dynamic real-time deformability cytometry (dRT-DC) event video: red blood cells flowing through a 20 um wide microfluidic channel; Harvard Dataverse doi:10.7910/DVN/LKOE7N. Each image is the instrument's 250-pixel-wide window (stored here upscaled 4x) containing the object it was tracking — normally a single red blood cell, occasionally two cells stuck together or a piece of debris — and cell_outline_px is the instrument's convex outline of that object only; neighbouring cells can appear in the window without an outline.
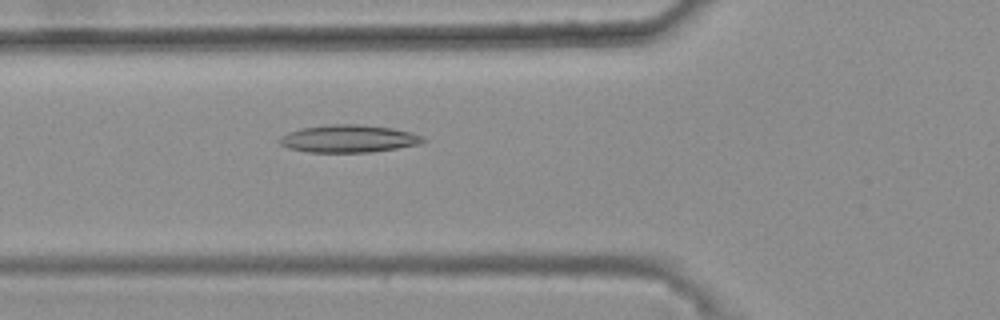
{"species": "common noctule bat (a hibernating species)", "species_latin": "Nyctalus noctula", "temperature_condition": "warm", "stored_images_in_passage": 49, "camera_frame_rate_fps": 3000, "um_per_image_px": 0.085, "animal": {"sex": "female", "body_mass_g": 25.1}, "frame": {"image": 1, "passage_image": 19, "time_ms": 6.0, "image_size_px": [1000, 320], "cell_outline_px": [[428, 140], [420, 144], [372, 152], [308, 152], [288, 148], [280, 144], [276, 140], [280, 136], [288, 132], [300, 128], [332, 124], [360, 124], [392, 128], [412, 132], [424, 136]], "centroid_in_image_um": [29.63, 11.78], "position_along_channel_um": 96.2, "area_um2": 23.29}}
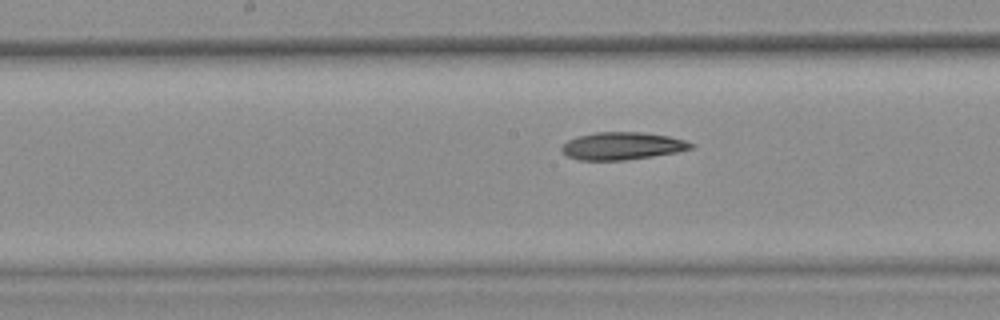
{"frame": {"image": 2, "passage_image": 27, "time_ms": 8.667, "image_size_px": [1000, 320], "cell_outline_px": [[696, 144], [692, 148], [676, 152], [652, 156], [624, 160], [580, 160], [568, 156], [560, 148], [568, 140], [576, 136], [596, 132], [640, 132], [668, 136], [684, 140]], "centroid_in_image_um": [52.88, 12.4], "position_along_channel_um": 195.3, "area_um2": 20.58}}
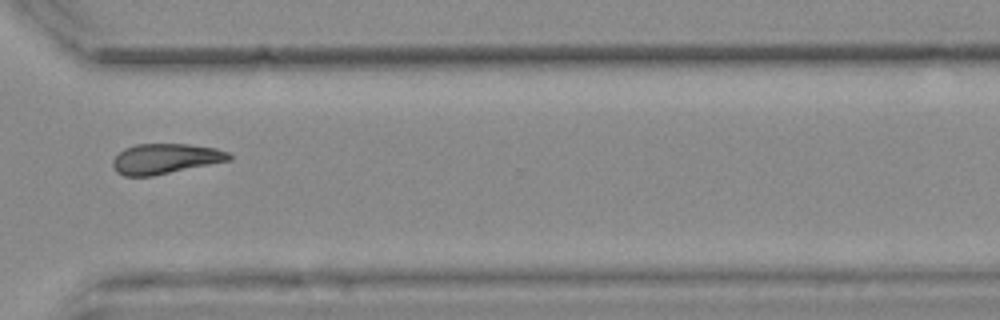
{"frame": {"image": 3, "passage_image": 40, "time_ms": 13.0, "image_size_px": [1000, 320], "cell_outline_px": [[232, 160], [152, 176], [124, 176], [116, 172], [112, 164], [112, 160], [124, 148], [136, 144], [188, 144], [216, 148], [228, 152], [232, 156]], "centroid_in_image_um": [14.06, 13.49], "position_along_channel_um": 356.5, "area_um2": 20.52}, "authors_computed_cell_mechanics": {"area_um2": 20.8658, "velocity_mm_per_s": 3.711, "shape_relaxation_time_tau1_ms": null, "shape_relaxation_time_tau2_ms": 10.5346, "deformation_change_tau1": null, "deformation_change_tau2": 0.1935}}